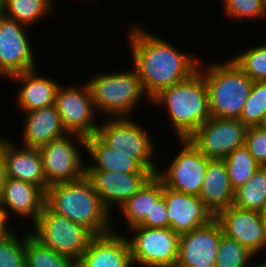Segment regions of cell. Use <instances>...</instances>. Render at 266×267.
Segmentation results:
<instances>
[{"label": "cell", "mask_w": 266, "mask_h": 267, "mask_svg": "<svg viewBox=\"0 0 266 267\" xmlns=\"http://www.w3.org/2000/svg\"><path fill=\"white\" fill-rule=\"evenodd\" d=\"M141 25L128 32L133 67L144 93L151 100L162 89L188 79L198 70L201 59L190 57L175 45L153 35Z\"/></svg>", "instance_id": "6da1fadb"}, {"label": "cell", "mask_w": 266, "mask_h": 267, "mask_svg": "<svg viewBox=\"0 0 266 267\" xmlns=\"http://www.w3.org/2000/svg\"><path fill=\"white\" fill-rule=\"evenodd\" d=\"M45 205L52 212L84 226L94 236L109 234L116 229L112 224V213L85 175L75 181L49 186Z\"/></svg>", "instance_id": "7a4b0ae2"}, {"label": "cell", "mask_w": 266, "mask_h": 267, "mask_svg": "<svg viewBox=\"0 0 266 267\" xmlns=\"http://www.w3.org/2000/svg\"><path fill=\"white\" fill-rule=\"evenodd\" d=\"M151 103L166 108L178 139L189 138L211 118L207 84L199 69L188 79L162 89Z\"/></svg>", "instance_id": "3957f363"}, {"label": "cell", "mask_w": 266, "mask_h": 267, "mask_svg": "<svg viewBox=\"0 0 266 267\" xmlns=\"http://www.w3.org/2000/svg\"><path fill=\"white\" fill-rule=\"evenodd\" d=\"M203 62L198 69L206 80L211 117L239 119L254 81L231 58L204 67Z\"/></svg>", "instance_id": "277c9868"}, {"label": "cell", "mask_w": 266, "mask_h": 267, "mask_svg": "<svg viewBox=\"0 0 266 267\" xmlns=\"http://www.w3.org/2000/svg\"><path fill=\"white\" fill-rule=\"evenodd\" d=\"M98 72L86 82L97 112L108 115L107 118L128 117L142 98L151 104L134 67L119 73Z\"/></svg>", "instance_id": "5b68a950"}, {"label": "cell", "mask_w": 266, "mask_h": 267, "mask_svg": "<svg viewBox=\"0 0 266 267\" xmlns=\"http://www.w3.org/2000/svg\"><path fill=\"white\" fill-rule=\"evenodd\" d=\"M30 233L41 244L77 263L94 235L84 226L52 212L46 205Z\"/></svg>", "instance_id": "8992f818"}, {"label": "cell", "mask_w": 266, "mask_h": 267, "mask_svg": "<svg viewBox=\"0 0 266 267\" xmlns=\"http://www.w3.org/2000/svg\"><path fill=\"white\" fill-rule=\"evenodd\" d=\"M133 120L130 117L106 118L105 122L101 121V125L99 123L96 135L109 147L127 154L143 168L156 174L159 165L157 160L156 163L153 162V155L157 153L154 141L148 135L147 129Z\"/></svg>", "instance_id": "52a82bcc"}, {"label": "cell", "mask_w": 266, "mask_h": 267, "mask_svg": "<svg viewBox=\"0 0 266 267\" xmlns=\"http://www.w3.org/2000/svg\"><path fill=\"white\" fill-rule=\"evenodd\" d=\"M128 238L131 262L142 267H176L179 257V239L170 227L149 228L135 226ZM134 232V233H133Z\"/></svg>", "instance_id": "ba28073f"}, {"label": "cell", "mask_w": 266, "mask_h": 267, "mask_svg": "<svg viewBox=\"0 0 266 267\" xmlns=\"http://www.w3.org/2000/svg\"><path fill=\"white\" fill-rule=\"evenodd\" d=\"M78 144L80 148L82 145L84 149L86 138L75 134H67L63 138L51 141L49 144L38 148L48 186L75 181L85 175V160L81 156V151H78Z\"/></svg>", "instance_id": "9c48e42d"}, {"label": "cell", "mask_w": 266, "mask_h": 267, "mask_svg": "<svg viewBox=\"0 0 266 267\" xmlns=\"http://www.w3.org/2000/svg\"><path fill=\"white\" fill-rule=\"evenodd\" d=\"M181 149L171 159L169 167L160 170L156 175L165 186L183 192L199 196L208 167L209 160L187 139H180Z\"/></svg>", "instance_id": "30bf717a"}, {"label": "cell", "mask_w": 266, "mask_h": 267, "mask_svg": "<svg viewBox=\"0 0 266 267\" xmlns=\"http://www.w3.org/2000/svg\"><path fill=\"white\" fill-rule=\"evenodd\" d=\"M246 129L239 119L211 117L188 139L208 159L224 160L245 145Z\"/></svg>", "instance_id": "8fae6325"}, {"label": "cell", "mask_w": 266, "mask_h": 267, "mask_svg": "<svg viewBox=\"0 0 266 267\" xmlns=\"http://www.w3.org/2000/svg\"><path fill=\"white\" fill-rule=\"evenodd\" d=\"M80 87V88H79ZM55 106L68 134L88 138L96 134L99 124L94 119L96 108L87 83L76 86H59Z\"/></svg>", "instance_id": "7c38bea8"}, {"label": "cell", "mask_w": 266, "mask_h": 267, "mask_svg": "<svg viewBox=\"0 0 266 267\" xmlns=\"http://www.w3.org/2000/svg\"><path fill=\"white\" fill-rule=\"evenodd\" d=\"M29 28L0 16V78L9 80L15 74L36 69V55L27 34Z\"/></svg>", "instance_id": "4fadbf2b"}, {"label": "cell", "mask_w": 266, "mask_h": 267, "mask_svg": "<svg viewBox=\"0 0 266 267\" xmlns=\"http://www.w3.org/2000/svg\"><path fill=\"white\" fill-rule=\"evenodd\" d=\"M222 234L220 223L213 219L207 225L180 235L176 267H215Z\"/></svg>", "instance_id": "5bb4252c"}, {"label": "cell", "mask_w": 266, "mask_h": 267, "mask_svg": "<svg viewBox=\"0 0 266 267\" xmlns=\"http://www.w3.org/2000/svg\"><path fill=\"white\" fill-rule=\"evenodd\" d=\"M153 175L154 173L85 170V176L110 213L114 205L120 209Z\"/></svg>", "instance_id": "9a60e30c"}, {"label": "cell", "mask_w": 266, "mask_h": 267, "mask_svg": "<svg viewBox=\"0 0 266 267\" xmlns=\"http://www.w3.org/2000/svg\"><path fill=\"white\" fill-rule=\"evenodd\" d=\"M215 219L223 233L245 246L257 258L266 249V233L259 212L238 208L234 205L220 211Z\"/></svg>", "instance_id": "2e32d148"}, {"label": "cell", "mask_w": 266, "mask_h": 267, "mask_svg": "<svg viewBox=\"0 0 266 267\" xmlns=\"http://www.w3.org/2000/svg\"><path fill=\"white\" fill-rule=\"evenodd\" d=\"M169 227L178 235L209 224L215 216L199 196L185 194L164 185Z\"/></svg>", "instance_id": "e0dca14e"}, {"label": "cell", "mask_w": 266, "mask_h": 267, "mask_svg": "<svg viewBox=\"0 0 266 267\" xmlns=\"http://www.w3.org/2000/svg\"><path fill=\"white\" fill-rule=\"evenodd\" d=\"M46 201V192L39 186L10 177H5L0 207L8 214L28 220L33 224L43 211ZM11 210V212H10ZM11 213V214H9Z\"/></svg>", "instance_id": "ac0fdd59"}, {"label": "cell", "mask_w": 266, "mask_h": 267, "mask_svg": "<svg viewBox=\"0 0 266 267\" xmlns=\"http://www.w3.org/2000/svg\"><path fill=\"white\" fill-rule=\"evenodd\" d=\"M116 230L94 236L76 263L79 267H132L127 236Z\"/></svg>", "instance_id": "d6986e66"}, {"label": "cell", "mask_w": 266, "mask_h": 267, "mask_svg": "<svg viewBox=\"0 0 266 267\" xmlns=\"http://www.w3.org/2000/svg\"><path fill=\"white\" fill-rule=\"evenodd\" d=\"M1 157L5 167V177L26 181L41 187L45 192L49 187L43 172L42 157L38 148H18L16 143L6 139Z\"/></svg>", "instance_id": "ffe728a7"}, {"label": "cell", "mask_w": 266, "mask_h": 267, "mask_svg": "<svg viewBox=\"0 0 266 267\" xmlns=\"http://www.w3.org/2000/svg\"><path fill=\"white\" fill-rule=\"evenodd\" d=\"M23 116L21 139L25 148H39L68 134L55 105L31 110Z\"/></svg>", "instance_id": "44dd1931"}, {"label": "cell", "mask_w": 266, "mask_h": 267, "mask_svg": "<svg viewBox=\"0 0 266 267\" xmlns=\"http://www.w3.org/2000/svg\"><path fill=\"white\" fill-rule=\"evenodd\" d=\"M9 79L21 84L16 100L22 113L55 105L57 90L61 85L58 81L39 76L36 69L15 74Z\"/></svg>", "instance_id": "7402d4cb"}, {"label": "cell", "mask_w": 266, "mask_h": 267, "mask_svg": "<svg viewBox=\"0 0 266 267\" xmlns=\"http://www.w3.org/2000/svg\"><path fill=\"white\" fill-rule=\"evenodd\" d=\"M199 197L214 216L233 205L234 190L224 160H209Z\"/></svg>", "instance_id": "603a6c76"}, {"label": "cell", "mask_w": 266, "mask_h": 267, "mask_svg": "<svg viewBox=\"0 0 266 267\" xmlns=\"http://www.w3.org/2000/svg\"><path fill=\"white\" fill-rule=\"evenodd\" d=\"M85 152L93 162L86 164L85 170L113 171L119 173H153L143 168L127 154L106 145L96 134L86 138Z\"/></svg>", "instance_id": "cb8c5ba5"}, {"label": "cell", "mask_w": 266, "mask_h": 267, "mask_svg": "<svg viewBox=\"0 0 266 267\" xmlns=\"http://www.w3.org/2000/svg\"><path fill=\"white\" fill-rule=\"evenodd\" d=\"M164 183L154 174L119 210L129 227L138 226L155 203L163 195Z\"/></svg>", "instance_id": "d4e9b609"}, {"label": "cell", "mask_w": 266, "mask_h": 267, "mask_svg": "<svg viewBox=\"0 0 266 267\" xmlns=\"http://www.w3.org/2000/svg\"><path fill=\"white\" fill-rule=\"evenodd\" d=\"M266 204V166L260 167L253 176L234 191L233 205L260 212Z\"/></svg>", "instance_id": "484cf974"}, {"label": "cell", "mask_w": 266, "mask_h": 267, "mask_svg": "<svg viewBox=\"0 0 266 267\" xmlns=\"http://www.w3.org/2000/svg\"><path fill=\"white\" fill-rule=\"evenodd\" d=\"M52 3L53 0H5L3 15L31 27L53 11Z\"/></svg>", "instance_id": "4316f807"}, {"label": "cell", "mask_w": 266, "mask_h": 267, "mask_svg": "<svg viewBox=\"0 0 266 267\" xmlns=\"http://www.w3.org/2000/svg\"><path fill=\"white\" fill-rule=\"evenodd\" d=\"M224 161L229 182L234 191L244 185L261 167L245 145L231 152Z\"/></svg>", "instance_id": "83f0119b"}, {"label": "cell", "mask_w": 266, "mask_h": 267, "mask_svg": "<svg viewBox=\"0 0 266 267\" xmlns=\"http://www.w3.org/2000/svg\"><path fill=\"white\" fill-rule=\"evenodd\" d=\"M26 267H73L75 262L26 233Z\"/></svg>", "instance_id": "f1b7e54d"}, {"label": "cell", "mask_w": 266, "mask_h": 267, "mask_svg": "<svg viewBox=\"0 0 266 267\" xmlns=\"http://www.w3.org/2000/svg\"><path fill=\"white\" fill-rule=\"evenodd\" d=\"M253 258L256 259L255 255L245 246L224 233L221 235L215 267H247Z\"/></svg>", "instance_id": "f546056e"}, {"label": "cell", "mask_w": 266, "mask_h": 267, "mask_svg": "<svg viewBox=\"0 0 266 267\" xmlns=\"http://www.w3.org/2000/svg\"><path fill=\"white\" fill-rule=\"evenodd\" d=\"M231 59L253 81L266 82V43L250 47Z\"/></svg>", "instance_id": "4dcf8cb0"}, {"label": "cell", "mask_w": 266, "mask_h": 267, "mask_svg": "<svg viewBox=\"0 0 266 267\" xmlns=\"http://www.w3.org/2000/svg\"><path fill=\"white\" fill-rule=\"evenodd\" d=\"M266 112V82L254 81L239 120L246 126H259Z\"/></svg>", "instance_id": "1f68e13d"}, {"label": "cell", "mask_w": 266, "mask_h": 267, "mask_svg": "<svg viewBox=\"0 0 266 267\" xmlns=\"http://www.w3.org/2000/svg\"><path fill=\"white\" fill-rule=\"evenodd\" d=\"M24 234L20 237L14 231L10 236L0 239V267H26Z\"/></svg>", "instance_id": "d6a6232c"}, {"label": "cell", "mask_w": 266, "mask_h": 267, "mask_svg": "<svg viewBox=\"0 0 266 267\" xmlns=\"http://www.w3.org/2000/svg\"><path fill=\"white\" fill-rule=\"evenodd\" d=\"M223 10L227 18L240 19H265L266 9L262 0H222Z\"/></svg>", "instance_id": "836d02e7"}, {"label": "cell", "mask_w": 266, "mask_h": 267, "mask_svg": "<svg viewBox=\"0 0 266 267\" xmlns=\"http://www.w3.org/2000/svg\"><path fill=\"white\" fill-rule=\"evenodd\" d=\"M245 146L261 167L266 166V130L259 126L247 127Z\"/></svg>", "instance_id": "e575fe53"}, {"label": "cell", "mask_w": 266, "mask_h": 267, "mask_svg": "<svg viewBox=\"0 0 266 267\" xmlns=\"http://www.w3.org/2000/svg\"><path fill=\"white\" fill-rule=\"evenodd\" d=\"M138 226L149 228L169 227L167 207L163 196H161L155 203H153L150 214H147L146 218Z\"/></svg>", "instance_id": "d590c367"}, {"label": "cell", "mask_w": 266, "mask_h": 267, "mask_svg": "<svg viewBox=\"0 0 266 267\" xmlns=\"http://www.w3.org/2000/svg\"><path fill=\"white\" fill-rule=\"evenodd\" d=\"M8 214L0 207V239L10 236L15 230L10 228L7 222L9 221Z\"/></svg>", "instance_id": "8d00e7d4"}, {"label": "cell", "mask_w": 266, "mask_h": 267, "mask_svg": "<svg viewBox=\"0 0 266 267\" xmlns=\"http://www.w3.org/2000/svg\"><path fill=\"white\" fill-rule=\"evenodd\" d=\"M4 138L5 137H1V135H0V172H5L4 162H3V159L1 157L3 144L6 140V138L5 139Z\"/></svg>", "instance_id": "74e56055"}, {"label": "cell", "mask_w": 266, "mask_h": 267, "mask_svg": "<svg viewBox=\"0 0 266 267\" xmlns=\"http://www.w3.org/2000/svg\"><path fill=\"white\" fill-rule=\"evenodd\" d=\"M259 213H260L262 223L264 225V229H265V233H266V204Z\"/></svg>", "instance_id": "f35d334b"}, {"label": "cell", "mask_w": 266, "mask_h": 267, "mask_svg": "<svg viewBox=\"0 0 266 267\" xmlns=\"http://www.w3.org/2000/svg\"><path fill=\"white\" fill-rule=\"evenodd\" d=\"M4 179H5V172H0V196L3 189Z\"/></svg>", "instance_id": "ab89813d"}, {"label": "cell", "mask_w": 266, "mask_h": 267, "mask_svg": "<svg viewBox=\"0 0 266 267\" xmlns=\"http://www.w3.org/2000/svg\"><path fill=\"white\" fill-rule=\"evenodd\" d=\"M247 267H266V260H264V261H261L260 263H254L253 262V265H252V263L249 265V266H247Z\"/></svg>", "instance_id": "60d3db41"}, {"label": "cell", "mask_w": 266, "mask_h": 267, "mask_svg": "<svg viewBox=\"0 0 266 267\" xmlns=\"http://www.w3.org/2000/svg\"><path fill=\"white\" fill-rule=\"evenodd\" d=\"M259 127H261L262 129L266 130V112H265V114H264V116H263V118H262V120H261V122L259 124Z\"/></svg>", "instance_id": "b9f144b4"}, {"label": "cell", "mask_w": 266, "mask_h": 267, "mask_svg": "<svg viewBox=\"0 0 266 267\" xmlns=\"http://www.w3.org/2000/svg\"><path fill=\"white\" fill-rule=\"evenodd\" d=\"M4 7H5V0H0V16L3 15Z\"/></svg>", "instance_id": "7bdbcfd3"}, {"label": "cell", "mask_w": 266, "mask_h": 267, "mask_svg": "<svg viewBox=\"0 0 266 267\" xmlns=\"http://www.w3.org/2000/svg\"><path fill=\"white\" fill-rule=\"evenodd\" d=\"M262 2H263V5H264V7L266 9V0H262Z\"/></svg>", "instance_id": "ee69618b"}]
</instances>
